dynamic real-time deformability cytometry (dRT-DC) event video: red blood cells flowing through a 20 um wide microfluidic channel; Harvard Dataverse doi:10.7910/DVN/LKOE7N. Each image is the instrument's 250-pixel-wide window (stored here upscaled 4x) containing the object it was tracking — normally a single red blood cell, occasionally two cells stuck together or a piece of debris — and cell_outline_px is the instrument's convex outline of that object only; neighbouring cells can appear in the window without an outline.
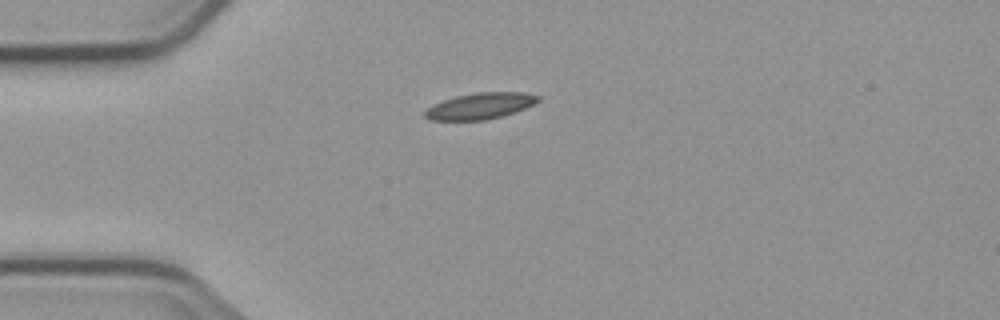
{"species": "common noctule bat (a hibernating species)", "species_latin": "Nyctalus noctula", "temperature_condition": "cold", "stored_images_in_passage": 5, "camera_frame_rate_fps": 3000, "um_per_image_px": 0.085, "animal": {"sex": "male", "body_mass_g": 23.1, "forearm_length_mm": 52.7}, "frame": {"image": 1, "passage_image": 1, "time_ms": 0.0, "image_size_px": [1000, 320], "cell_outline_px": [[540, 100], [524, 108], [500, 116], [484, 120], [428, 120], [424, 116], [424, 112], [432, 104], [456, 96], [476, 92], [524, 92], [540, 96]], "centroid_in_image_um": [40.78, 9.0], "position_along_channel_um": 44.2, "area_um2": 17.11}}
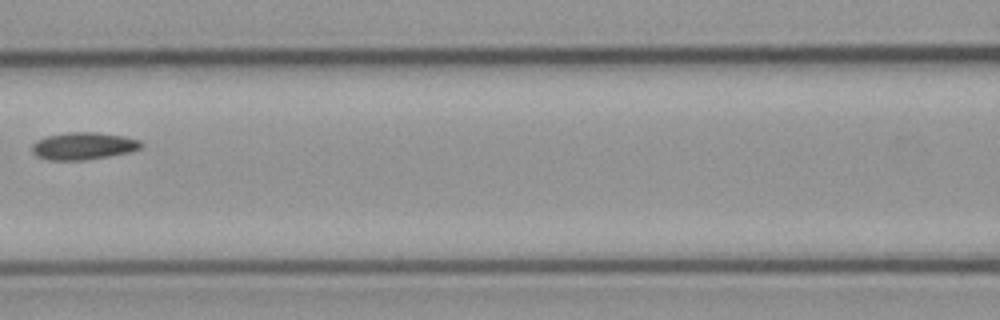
{"frame": {"image": 2, "passage_image": 4, "time_ms": 3.667, "image_size_px": [1000, 320], "cell_outline_px": [[144, 144], [140, 148], [128, 152], [108, 156], [84, 160], [48, 160], [36, 156], [32, 152], [32, 144], [36, 140], [48, 136], [64, 132], [96, 132], [124, 136], [140, 140]], "centroid_in_image_um": [7.06, 12.4], "position_along_channel_um": 159.5, "area_um2": 17.4}}
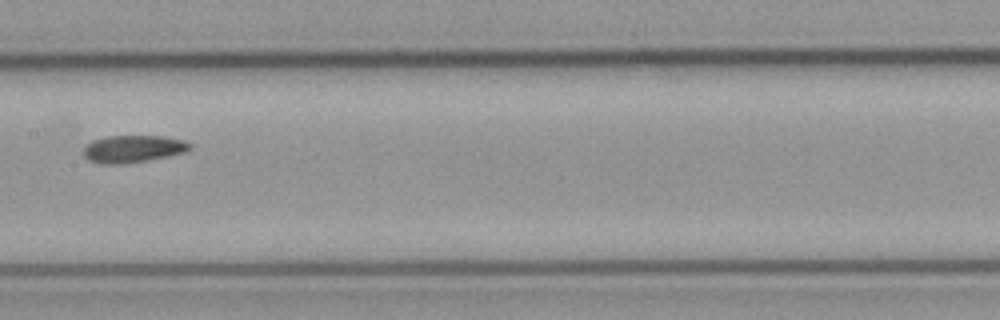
{"frame": {"image": 3, "passage_image": 5, "time_ms": 4.667, "image_size_px": [1000, 320], "cell_outline_px": [[192, 148], [188, 152], [148, 160], [120, 164], [100, 164], [88, 160], [84, 156], [84, 148], [92, 140], [108, 136], [164, 136], [184, 140], [192, 144]], "centroid_in_image_um": [11.34, 12.65], "position_along_channel_um": 196.1, "area_um2": 17.05}}